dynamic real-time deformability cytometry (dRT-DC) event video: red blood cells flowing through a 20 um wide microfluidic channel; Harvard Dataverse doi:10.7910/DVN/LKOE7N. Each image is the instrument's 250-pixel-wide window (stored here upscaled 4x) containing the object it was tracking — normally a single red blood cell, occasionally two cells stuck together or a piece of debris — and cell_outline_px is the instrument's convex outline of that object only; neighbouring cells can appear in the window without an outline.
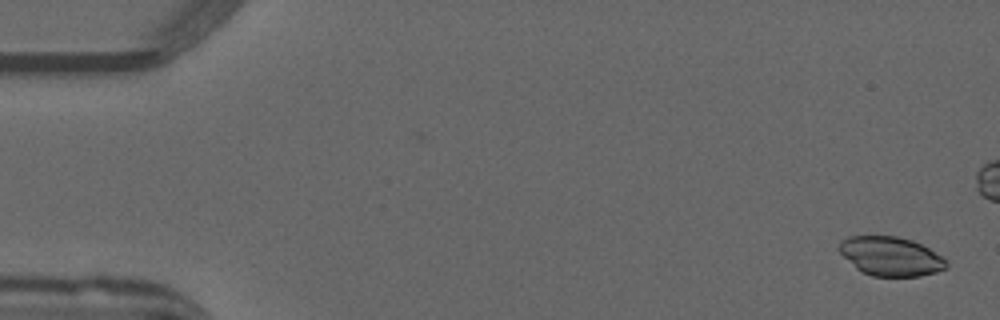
{"species": "common noctule bat (a hibernating species)", "species_latin": "Nyctalus noctula", "temperature_condition": "warm", "stored_images_in_passage": 52, "camera_frame_rate_fps": 3000, "um_per_image_px": 0.085, "animal": {"sex": "male", "forearm_length_mm": 52.5}, "frame": {"image": 1, "passage_image": 1, "time_ms": 0.0, "image_size_px": [1000, 320], "cell_outline_px": [[948, 268], [936, 272], [920, 276], [872, 276], [856, 268], [836, 248], [840, 240], [848, 236], [896, 236], [912, 240], [928, 248], [940, 256], [948, 264]], "centroid_in_image_um": [75.68, 21.78], "position_along_channel_um": 9.3, "area_um2": 24.28}}
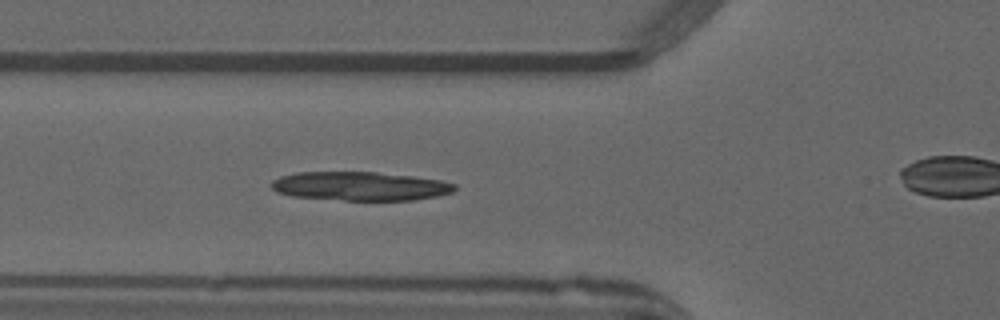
{"frame": {"image": 2, "passage_image": 18, "time_ms": 5.667, "image_size_px": [1000, 320], "cell_outline_px": [[456, 188], [452, 192], [436, 196], [412, 200], [344, 200], [292, 196], [276, 192], [272, 188], [272, 180], [280, 176], [296, 172], [376, 172], [412, 176], [440, 180], [456, 184]], "centroid_in_image_um": [30.59, 15.82], "position_along_channel_um": 95.2, "area_um2": 30.69}}
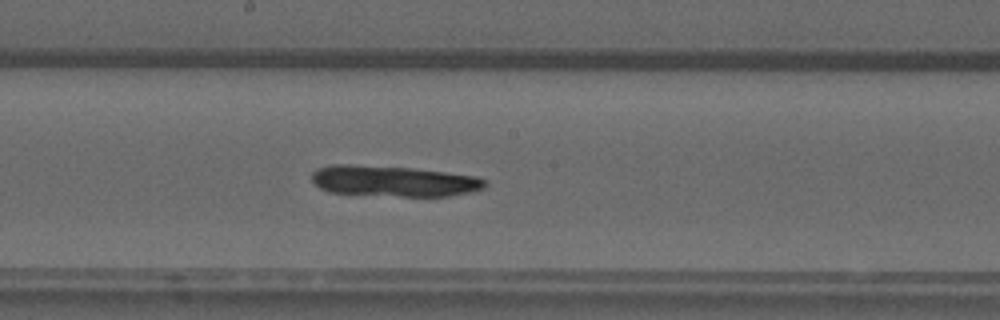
{"frame": {"image": 3, "passage_image": 27, "time_ms": 8.667, "image_size_px": [1000, 320], "cell_outline_px": [[488, 184], [484, 188], [472, 192], [448, 196], [400, 196], [328, 192], [320, 188], [312, 180], [312, 172], [316, 168], [332, 164], [348, 164], [412, 168], [476, 176], [484, 180]], "centroid_in_image_um": [33.44, 15.39], "position_along_channel_um": 214.8, "area_um2": 31.1}}